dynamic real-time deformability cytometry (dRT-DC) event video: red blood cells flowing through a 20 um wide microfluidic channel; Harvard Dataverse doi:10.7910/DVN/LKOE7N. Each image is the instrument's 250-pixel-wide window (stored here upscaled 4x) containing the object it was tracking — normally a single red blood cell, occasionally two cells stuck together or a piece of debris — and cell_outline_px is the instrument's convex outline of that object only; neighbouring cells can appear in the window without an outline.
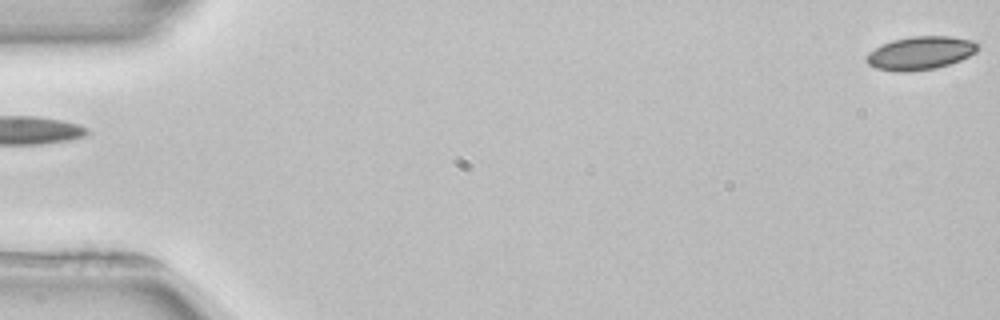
{"species": "common noctule bat (a hibernating species)", "species_latin": "Nyctalus noctula", "temperature_condition": "room temperature", "stored_images_in_passage": 4, "camera_frame_rate_fps": 3000, "um_per_image_px": 0.085, "animal": {"sex": "female", "body_mass_g": 22.7, "forearm_length_mm": 54.2}, "frame": {"image": 1, "passage_image": 4, "time_ms": 4.0, "image_size_px": [1000, 320], "cell_outline_px": [[980, 44], [976, 52], [960, 60], [936, 68], [908, 72], [896, 72], [876, 68], [868, 64], [864, 60], [868, 52], [892, 40], [912, 36], [952, 36], [972, 40]], "centroid_in_image_um": [78.23, 4.51], "position_along_channel_um": 6.8, "area_um2": 21.68}}